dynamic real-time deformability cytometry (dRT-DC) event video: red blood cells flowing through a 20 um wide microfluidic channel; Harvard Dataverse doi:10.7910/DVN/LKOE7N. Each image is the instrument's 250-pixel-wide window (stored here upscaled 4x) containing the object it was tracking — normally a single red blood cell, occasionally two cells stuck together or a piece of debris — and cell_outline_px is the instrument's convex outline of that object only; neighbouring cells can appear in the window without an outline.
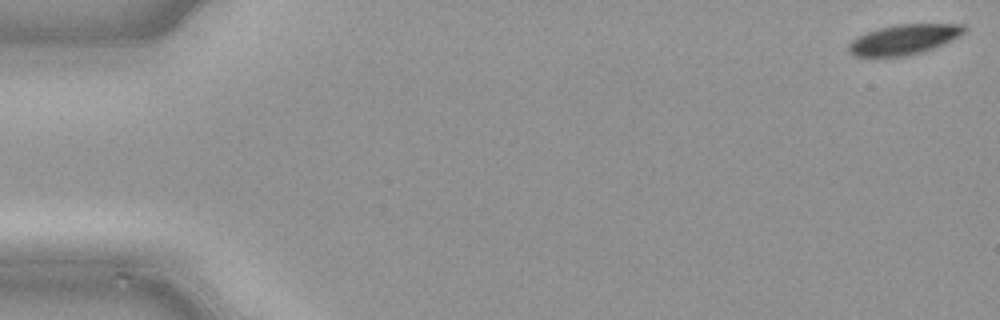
{"species": "common noctule bat (a hibernating species)", "species_latin": "Nyctalus noctula", "temperature_condition": "cold", "stored_images_in_passage": 39, "camera_frame_rate_fps": 3000, "um_per_image_px": 0.085, "animal": {"sex": "male", "body_mass_g": 21.5, "forearm_length_mm": 52.0}, "frame": {"image": 1, "passage_image": 1, "time_ms": 0.0, "image_size_px": [1000, 320], "cell_outline_px": [[968, 28], [960, 36], [944, 44], [924, 52], [908, 56], [852, 56], [848, 52], [848, 44], [856, 36], [880, 28], [896, 24], [964, 24]], "centroid_in_image_um": [76.85, 3.36], "position_along_channel_um": 8.2, "area_um2": 20.46}}
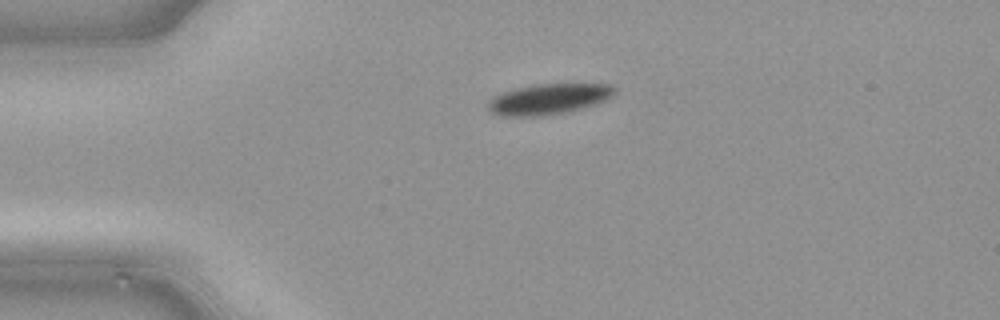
{"frame": {"image": 2, "passage_image": 11, "time_ms": 3.333, "image_size_px": [1000, 320], "cell_outline_px": [[616, 92], [608, 100], [596, 104], [568, 112], [540, 116], [500, 116], [492, 112], [488, 108], [488, 100], [492, 96], [500, 92], [516, 88], [536, 84], [612, 84], [616, 88]], "centroid_in_image_um": [46.64, 8.42], "position_along_channel_um": 38.4, "area_um2": 22.89}}
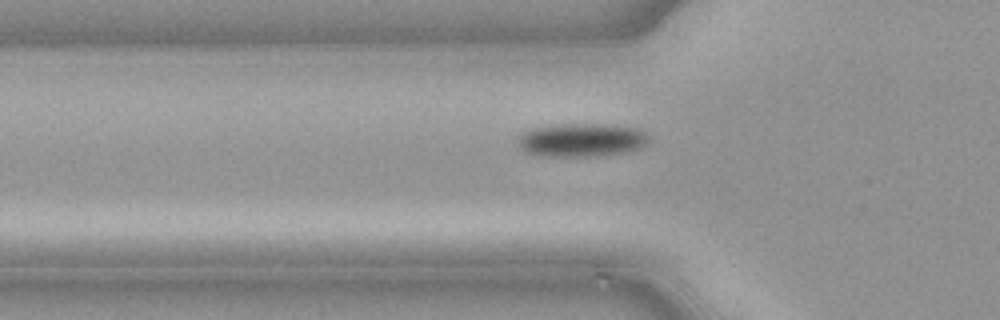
{"frame": {"image": 3, "passage_image": 16, "time_ms": 5.0, "image_size_px": [1000, 320], "cell_outline_px": [[648, 140], [640, 148], [628, 152], [596, 156], [544, 156], [524, 152], [520, 148], [516, 140], [516, 136], [532, 128], [564, 124], [604, 124], [640, 128], [648, 136]], "centroid_in_image_um": [49.41, 11.9], "position_along_channel_um": 76.4, "area_um2": 25.66}}